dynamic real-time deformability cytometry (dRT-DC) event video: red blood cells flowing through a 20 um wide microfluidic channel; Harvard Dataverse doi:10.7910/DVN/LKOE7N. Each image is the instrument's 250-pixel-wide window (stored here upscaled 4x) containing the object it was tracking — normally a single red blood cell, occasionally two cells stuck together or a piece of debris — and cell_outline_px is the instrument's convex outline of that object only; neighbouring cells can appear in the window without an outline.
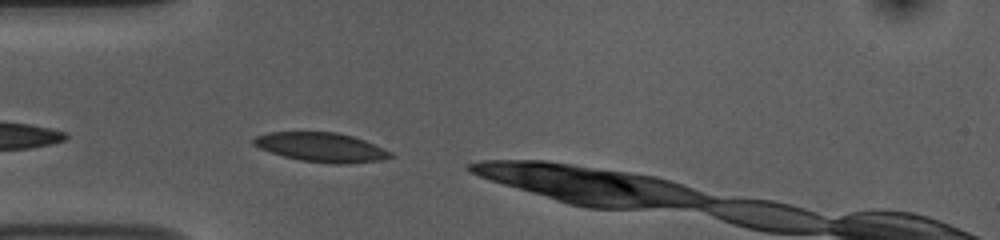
{"species": "common noctule bat (a hibernating species)", "species_latin": "Nyctalus noctula", "temperature_condition": "room temperature", "stored_images_in_passage": 14, "camera_frame_rate_fps": 3000, "um_per_image_px": 0.085, "animal": {"sex": "female", "body_mass_g": 10.0, "forearm_length_mm": 53.1}, "frame": {"image": 1, "passage_image": 3, "time_ms": 0.667, "image_size_px": [1000, 240], "cell_outline_px": [[396, 156], [380, 160], [348, 164], [332, 164], [300, 160], [284, 156], [260, 148], [252, 144], [252, 140], [256, 136], [268, 132], [336, 132], [352, 136], [364, 140], [384, 148], [392, 152]], "centroid_in_image_um": [27.34, 12.52], "position_along_channel_um": 57.7, "area_um2": 23.35}}
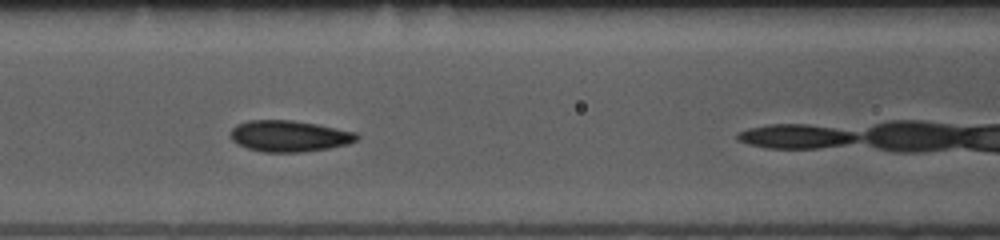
{"frame": {"image": 2, "passage_image": 10, "time_ms": 3.0, "image_size_px": [1000, 240], "cell_outline_px": [[360, 136], [356, 140], [348, 144], [328, 148], [300, 152], [264, 152], [248, 148], [236, 144], [232, 140], [232, 128], [236, 124], [248, 120], [292, 120], [316, 124], [356, 132]], "centroid_in_image_um": [24.58, 11.56], "position_along_channel_um": 142.0, "area_um2": 22.89}}